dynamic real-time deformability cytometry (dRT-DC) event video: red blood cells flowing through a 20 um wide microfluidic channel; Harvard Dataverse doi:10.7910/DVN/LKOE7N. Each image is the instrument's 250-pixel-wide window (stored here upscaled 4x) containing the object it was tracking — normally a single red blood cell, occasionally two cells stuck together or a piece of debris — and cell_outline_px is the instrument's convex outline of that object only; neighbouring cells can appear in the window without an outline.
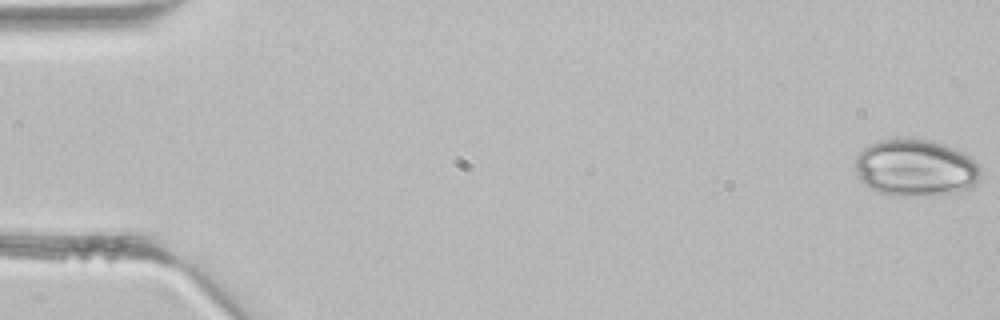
{"species": "common noctule bat (a hibernating species)", "species_latin": "Nyctalus noctula", "temperature_condition": "room temperature", "stored_images_in_passage": 3, "camera_frame_rate_fps": 3000, "um_per_image_px": 0.085, "animal": {"sex": "male", "body_mass_g": 21.5, "forearm_length_mm": 52.0}, "frame": {"image": 1, "passage_image": 1, "time_ms": 0.0, "image_size_px": [1000, 320], "cell_outline_px": [[980, 176], [976, 184], [968, 192], [936, 196], [900, 196], [876, 192], [864, 184], [860, 180], [856, 172], [856, 156], [868, 144], [880, 140], [932, 140], [944, 144], [976, 160], [980, 168]], "centroid_in_image_um": [77.86, 14.32], "position_along_channel_um": 7.1, "area_um2": 42.08}}